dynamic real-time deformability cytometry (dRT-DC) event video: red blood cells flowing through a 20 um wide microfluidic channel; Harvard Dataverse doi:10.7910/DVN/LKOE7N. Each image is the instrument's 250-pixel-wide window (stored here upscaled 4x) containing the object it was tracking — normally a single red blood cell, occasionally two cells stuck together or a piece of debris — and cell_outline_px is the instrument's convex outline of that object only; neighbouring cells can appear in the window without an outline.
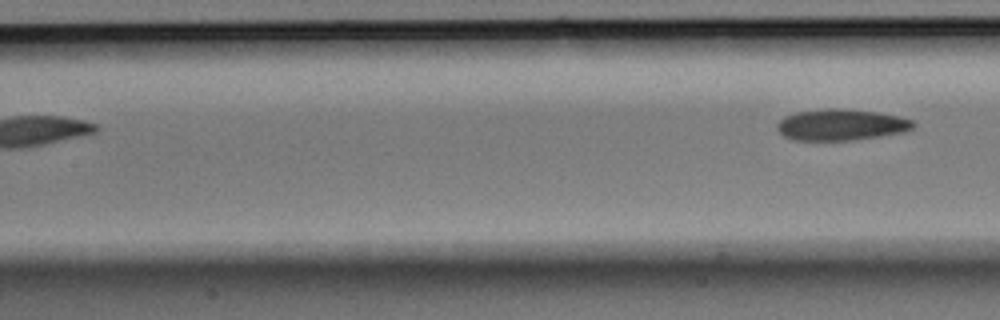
{"species": "Egyptian fruit bat (a non-hibernating species)", "species_latin": "Rousettus aegyptiacus", "temperature_condition": "room temperature", "stored_images_in_passage": 4, "segment_of_instrument_passage": [2, 2], "camera_frame_rate_fps": 3000, "um_per_image_px": 0.085, "animal": {"sex": "male"}, "frame": {"image": 1, "passage_image": 4, "time_ms": 1.0, "image_size_px": [1000, 320], "cell_outline_px": [[916, 124], [908, 132], [856, 140], [796, 140], [784, 136], [776, 128], [776, 124], [784, 116], [796, 112], [828, 108], [840, 108], [876, 112], [900, 116], [912, 120]], "centroid_in_image_um": [71.53, 10.61], "position_along_channel_um": 135.9, "area_um2": 25.03}}